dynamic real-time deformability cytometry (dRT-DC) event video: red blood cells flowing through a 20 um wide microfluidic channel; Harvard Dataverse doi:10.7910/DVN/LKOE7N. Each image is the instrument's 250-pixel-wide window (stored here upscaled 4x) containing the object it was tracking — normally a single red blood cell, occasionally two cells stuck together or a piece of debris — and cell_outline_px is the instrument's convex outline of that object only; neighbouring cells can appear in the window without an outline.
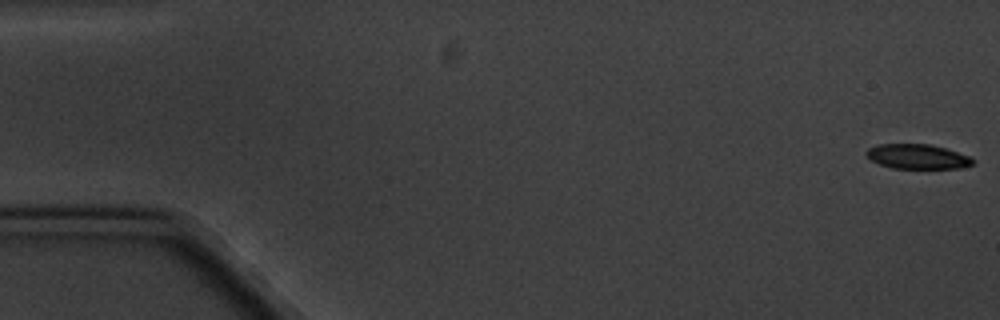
{"species": "common noctule bat (a hibernating species)", "species_latin": "Nyctalus noctula", "temperature_condition": "cold", "stored_images_in_passage": 6, "camera_frame_rate_fps": 3000, "um_per_image_px": 0.085, "animal": {"sex": "male", "body_mass_g": 20.1, "forearm_length_mm": 53.5}, "frame": {"image": 1, "passage_image": 1, "time_ms": 0.0, "image_size_px": [1000, 320], "cell_outline_px": [[976, 160], [972, 164], [956, 168], [892, 168], [880, 164], [872, 160], [864, 152], [868, 148], [880, 144], [928, 144], [944, 148], [968, 156]], "centroid_in_image_um": [77.95, 13.3], "position_along_channel_um": 7.0, "area_um2": 15.03}}
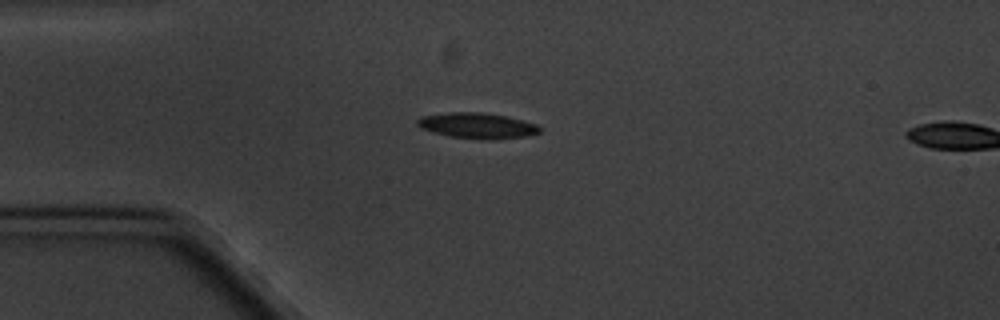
{"frame": {"image": 2, "passage_image": 5, "time_ms": 4.667, "image_size_px": [1000, 320], "cell_outline_px": [[540, 132], [528, 136], [448, 136], [432, 132], [420, 128], [416, 124], [416, 120], [420, 116], [448, 112], [484, 112], [504, 116], [536, 124], [540, 128]], "centroid_in_image_um": [40.44, 10.61], "position_along_channel_um": 44.6, "area_um2": 17.17}}